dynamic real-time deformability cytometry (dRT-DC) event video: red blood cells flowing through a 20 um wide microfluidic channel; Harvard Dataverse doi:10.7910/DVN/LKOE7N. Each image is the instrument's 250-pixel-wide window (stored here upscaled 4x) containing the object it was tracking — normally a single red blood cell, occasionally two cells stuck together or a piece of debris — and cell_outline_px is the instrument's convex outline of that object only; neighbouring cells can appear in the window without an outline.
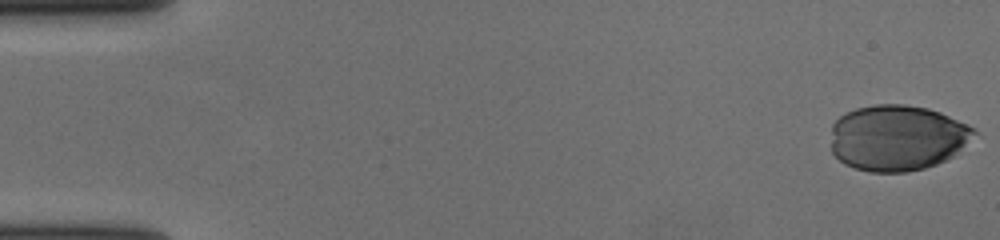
{"species": "human", "species_latin": "Homo sapiens", "temperature_condition": "cold", "stored_images_in_passage": 48, "camera_frame_rate_fps": 3000, "um_per_image_px": 0.085, "donor": {"sex": "female"}, "frame": {"image": 1, "passage_image": 1, "time_ms": 0.0, "image_size_px": [1000, 240], "cell_outline_px": [[976, 132], [952, 156], [936, 164], [924, 168], [904, 172], [868, 172], [844, 164], [832, 152], [832, 124], [840, 116], [856, 108], [876, 104], [904, 104], [928, 108], [940, 112], [976, 128]], "centroid_in_image_um": [76.24, 11.7], "position_along_channel_um": 8.8, "area_um2": 54.62}}